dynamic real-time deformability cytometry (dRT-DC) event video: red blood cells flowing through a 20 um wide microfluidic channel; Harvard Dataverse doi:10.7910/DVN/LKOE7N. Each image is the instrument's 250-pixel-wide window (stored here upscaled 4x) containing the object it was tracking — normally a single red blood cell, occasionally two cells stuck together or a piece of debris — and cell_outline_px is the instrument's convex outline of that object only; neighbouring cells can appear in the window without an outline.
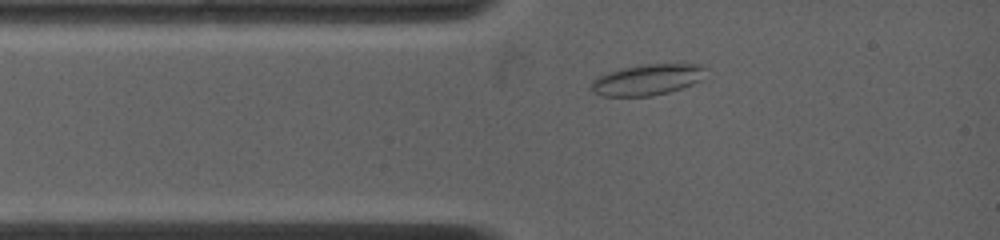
{"species": "common noctule bat (a hibernating species)", "species_latin": "Nyctalus noctula", "temperature_condition": "warm", "stored_images_in_passage": 57, "camera_frame_rate_fps": 4500, "um_per_image_px": 0.085, "animal": {"sex": "female", "body_mass_g": 19.0, "forearm_length_mm": 53.3}, "frame": {"image": 1, "passage_image": 9, "time_ms": 1.778, "image_size_px": [1000, 240], "cell_outline_px": [[708, 68], [700, 80], [692, 84], [668, 92], [652, 96], [600, 96], [588, 88], [588, 84], [596, 76], [620, 68], [644, 64], [700, 64]], "centroid_in_image_um": [54.95, 6.77], "position_along_channel_um": 30.0, "area_um2": 20.92}}
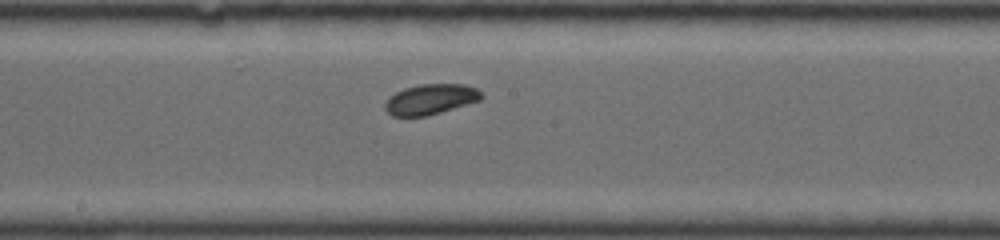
{"frame": {"image": 2, "passage_image": 31, "time_ms": 6.667, "image_size_px": [1000, 240], "cell_outline_px": [[484, 96], [480, 100], [440, 112], [424, 116], [392, 116], [384, 108], [384, 104], [396, 92], [404, 88], [420, 84], [464, 84], [476, 88]], "centroid_in_image_um": [36.6, 8.43], "position_along_channel_um": 211.6, "area_um2": 16.82}}
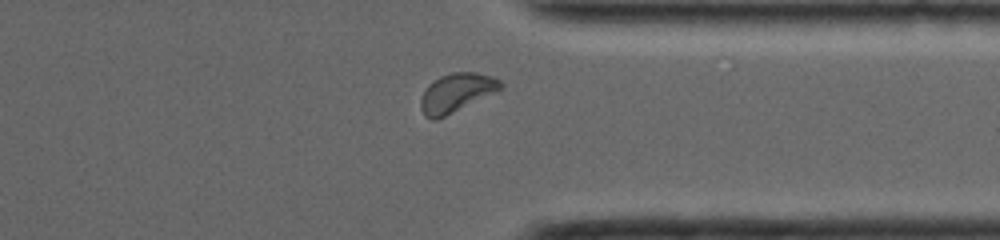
{"frame": {"image": 3, "passage_image": 50, "time_ms": 10.889, "image_size_px": [1000, 240], "cell_outline_px": [[504, 88], [496, 92], [436, 120], [432, 120], [424, 116], [420, 108], [420, 100], [428, 84], [440, 76], [452, 72], [476, 72], [492, 76], [500, 80], [504, 84]], "centroid_in_image_um": [38.8, 7.88], "position_along_channel_um": 372.6, "area_um2": 18.09}, "authors_computed_cell_mechanics": {"area_um2": 17.34, "velocity_mm_per_s": 3.843, "shape_relaxation_time_tau1_ms": 3.57, "shape_relaxation_time_tau2_ms": null, "deformation_change_tau1": 0.0821, "deformation_change_tau2": null}}